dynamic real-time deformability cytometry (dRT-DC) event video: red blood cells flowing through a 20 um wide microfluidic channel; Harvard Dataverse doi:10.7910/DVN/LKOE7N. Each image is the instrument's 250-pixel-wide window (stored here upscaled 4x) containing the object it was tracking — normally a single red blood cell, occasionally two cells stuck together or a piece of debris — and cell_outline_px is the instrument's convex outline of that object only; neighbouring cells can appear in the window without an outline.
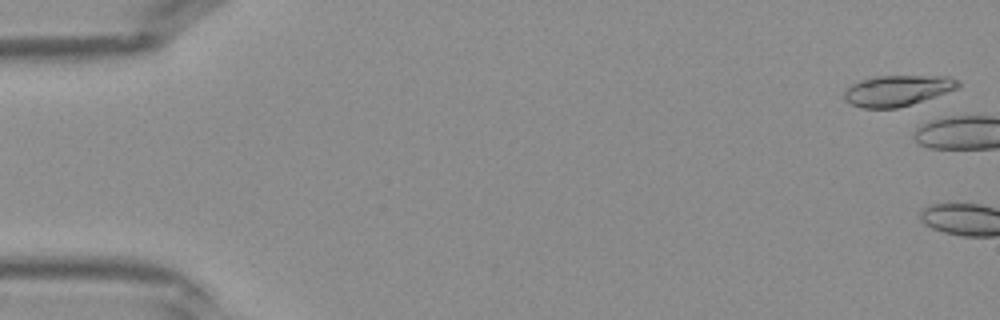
{"species": "Egyptian fruit bat (a non-hibernating species)", "species_latin": "Rousettus aegyptiacus", "temperature_condition": "warm", "stored_images_in_passage": 3, "camera_frame_rate_fps": 3000, "um_per_image_px": 0.085, "frame": {"image": 1, "passage_image": 1, "time_ms": 0.0, "image_size_px": [1000, 320], "cell_outline_px": [[960, 84], [956, 88], [896, 108], [860, 108], [844, 100], [844, 92], [852, 84], [860, 80], [876, 76], [948, 76], [960, 80]], "centroid_in_image_um": [76.22, 7.68], "position_along_channel_um": 8.8, "area_um2": 19.94}}